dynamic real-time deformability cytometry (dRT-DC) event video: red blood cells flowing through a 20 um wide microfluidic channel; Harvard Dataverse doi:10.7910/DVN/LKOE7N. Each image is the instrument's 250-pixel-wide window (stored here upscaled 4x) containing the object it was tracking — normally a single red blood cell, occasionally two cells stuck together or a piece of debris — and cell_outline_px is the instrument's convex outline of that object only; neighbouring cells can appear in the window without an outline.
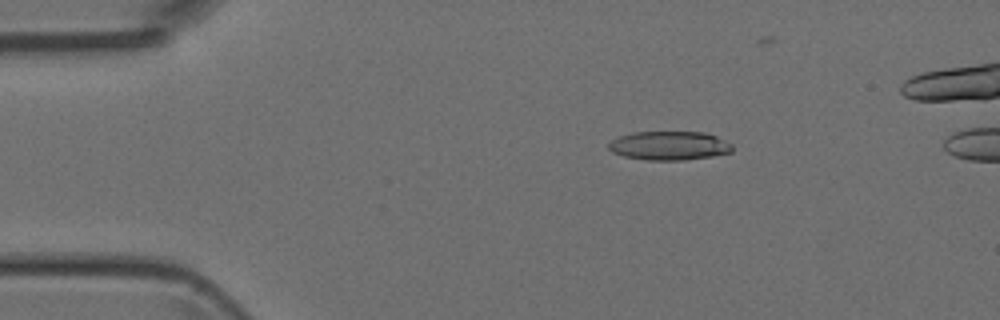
{"species": "Egyptian fruit bat (a non-hibernating species)", "species_latin": "Rousettus aegyptiacus", "temperature_condition": "room temperature", "stored_images_in_passage": 38, "camera_frame_rate_fps": 3000, "um_per_image_px": 0.085, "animal": {"sex": "female"}, "frame": {"image": 1, "passage_image": 1, "time_ms": 0.0, "image_size_px": [1000, 320], "cell_outline_px": [[732, 152], [712, 156], [684, 160], [648, 160], [624, 156], [612, 152], [608, 148], [608, 144], [612, 140], [620, 136], [632, 132], [704, 132], [716, 136], [732, 144]], "centroid_in_image_um": [56.89, 12.38], "position_along_channel_um": 28.1, "area_um2": 20.75}}
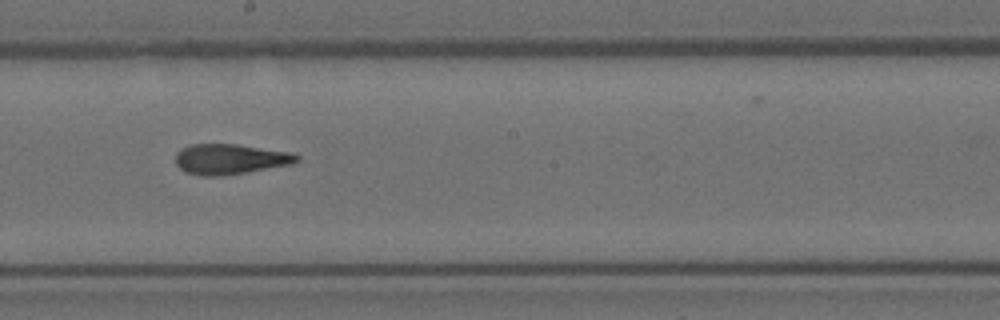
{"frame": {"image": 2, "passage_image": 19, "time_ms": 6.0, "image_size_px": [1000, 320], "cell_outline_px": [[300, 160], [292, 164], [220, 176], [204, 176], [184, 172], [176, 164], [176, 152], [180, 148], [188, 144], [236, 144], [292, 152], [300, 156]], "centroid_in_image_um": [19.54, 13.51], "position_along_channel_um": 228.7, "area_um2": 21.5}}
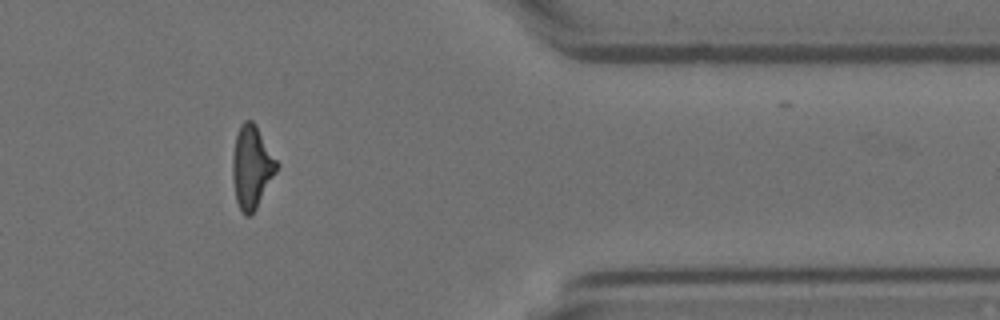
{"frame": {"image": 3, "passage_image": 32, "time_ms": 10.333, "image_size_px": [1000, 320], "cell_outline_px": [[280, 164], [276, 172], [252, 216], [244, 216], [236, 200], [232, 180], [232, 156], [236, 136], [240, 124], [244, 120], [252, 120], [256, 124]], "centroid_in_image_um": [21.4, 14.18], "position_along_channel_um": 390.0, "area_um2": 21.56}}